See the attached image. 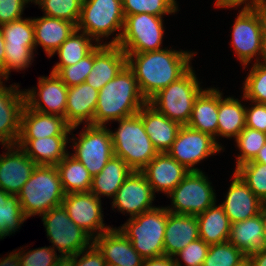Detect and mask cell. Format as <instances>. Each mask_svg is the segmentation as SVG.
I'll use <instances>...</instances> for the list:
<instances>
[{"label": "cell", "mask_w": 266, "mask_h": 266, "mask_svg": "<svg viewBox=\"0 0 266 266\" xmlns=\"http://www.w3.org/2000/svg\"><path fill=\"white\" fill-rule=\"evenodd\" d=\"M65 259L70 266H105L106 264L103 254L94 244L76 255L69 256Z\"/></svg>", "instance_id": "c3c4849f"}, {"label": "cell", "mask_w": 266, "mask_h": 266, "mask_svg": "<svg viewBox=\"0 0 266 266\" xmlns=\"http://www.w3.org/2000/svg\"><path fill=\"white\" fill-rule=\"evenodd\" d=\"M209 246L201 238L191 242L174 256L176 266H182L180 259L185 266H203Z\"/></svg>", "instance_id": "7dc6e473"}, {"label": "cell", "mask_w": 266, "mask_h": 266, "mask_svg": "<svg viewBox=\"0 0 266 266\" xmlns=\"http://www.w3.org/2000/svg\"><path fill=\"white\" fill-rule=\"evenodd\" d=\"M33 0H0V25L19 20L26 4Z\"/></svg>", "instance_id": "681fc988"}, {"label": "cell", "mask_w": 266, "mask_h": 266, "mask_svg": "<svg viewBox=\"0 0 266 266\" xmlns=\"http://www.w3.org/2000/svg\"><path fill=\"white\" fill-rule=\"evenodd\" d=\"M142 96L148 102L160 90L182 77L197 52L164 48L144 53H125Z\"/></svg>", "instance_id": "6da1fadb"}, {"label": "cell", "mask_w": 266, "mask_h": 266, "mask_svg": "<svg viewBox=\"0 0 266 266\" xmlns=\"http://www.w3.org/2000/svg\"><path fill=\"white\" fill-rule=\"evenodd\" d=\"M105 262L119 266H142L144 258L119 228H111L93 239Z\"/></svg>", "instance_id": "44dd1931"}, {"label": "cell", "mask_w": 266, "mask_h": 266, "mask_svg": "<svg viewBox=\"0 0 266 266\" xmlns=\"http://www.w3.org/2000/svg\"><path fill=\"white\" fill-rule=\"evenodd\" d=\"M163 21V17L147 13L125 15L122 35L117 45L125 53L162 50L165 32Z\"/></svg>", "instance_id": "8fae6325"}, {"label": "cell", "mask_w": 266, "mask_h": 266, "mask_svg": "<svg viewBox=\"0 0 266 266\" xmlns=\"http://www.w3.org/2000/svg\"><path fill=\"white\" fill-rule=\"evenodd\" d=\"M224 149L211 135L184 125L178 130L176 139L167 153L189 171H202L195 166Z\"/></svg>", "instance_id": "7c38bea8"}, {"label": "cell", "mask_w": 266, "mask_h": 266, "mask_svg": "<svg viewBox=\"0 0 266 266\" xmlns=\"http://www.w3.org/2000/svg\"><path fill=\"white\" fill-rule=\"evenodd\" d=\"M257 63L266 66V36L262 37L261 52Z\"/></svg>", "instance_id": "9f6ffc18"}, {"label": "cell", "mask_w": 266, "mask_h": 266, "mask_svg": "<svg viewBox=\"0 0 266 266\" xmlns=\"http://www.w3.org/2000/svg\"><path fill=\"white\" fill-rule=\"evenodd\" d=\"M253 193L262 201H266V164L249 161L234 170Z\"/></svg>", "instance_id": "ee69618b"}, {"label": "cell", "mask_w": 266, "mask_h": 266, "mask_svg": "<svg viewBox=\"0 0 266 266\" xmlns=\"http://www.w3.org/2000/svg\"><path fill=\"white\" fill-rule=\"evenodd\" d=\"M249 102L252 105L246 107V127L266 133V104Z\"/></svg>", "instance_id": "f907efd6"}, {"label": "cell", "mask_w": 266, "mask_h": 266, "mask_svg": "<svg viewBox=\"0 0 266 266\" xmlns=\"http://www.w3.org/2000/svg\"><path fill=\"white\" fill-rule=\"evenodd\" d=\"M217 125H218V88L203 89L196 97L190 121L187 126L206 133L215 138L217 141Z\"/></svg>", "instance_id": "f1b7e54d"}, {"label": "cell", "mask_w": 266, "mask_h": 266, "mask_svg": "<svg viewBox=\"0 0 266 266\" xmlns=\"http://www.w3.org/2000/svg\"><path fill=\"white\" fill-rule=\"evenodd\" d=\"M192 68L148 101L158 112L181 126L190 121L194 101L203 90Z\"/></svg>", "instance_id": "52a82bcc"}, {"label": "cell", "mask_w": 266, "mask_h": 266, "mask_svg": "<svg viewBox=\"0 0 266 266\" xmlns=\"http://www.w3.org/2000/svg\"><path fill=\"white\" fill-rule=\"evenodd\" d=\"M138 115L158 153L167 152L175 141L181 125L158 112L148 102L139 110Z\"/></svg>", "instance_id": "484cf974"}, {"label": "cell", "mask_w": 266, "mask_h": 266, "mask_svg": "<svg viewBox=\"0 0 266 266\" xmlns=\"http://www.w3.org/2000/svg\"><path fill=\"white\" fill-rule=\"evenodd\" d=\"M208 176L202 171H190L188 175L167 195L176 214L197 216L217 202L216 193Z\"/></svg>", "instance_id": "9c48e42d"}, {"label": "cell", "mask_w": 266, "mask_h": 266, "mask_svg": "<svg viewBox=\"0 0 266 266\" xmlns=\"http://www.w3.org/2000/svg\"><path fill=\"white\" fill-rule=\"evenodd\" d=\"M232 27L230 46L245 69L254 57L257 63L260 56L263 37L260 22L252 8L241 9Z\"/></svg>", "instance_id": "4fadbf2b"}, {"label": "cell", "mask_w": 266, "mask_h": 266, "mask_svg": "<svg viewBox=\"0 0 266 266\" xmlns=\"http://www.w3.org/2000/svg\"><path fill=\"white\" fill-rule=\"evenodd\" d=\"M228 241L240 249L246 257L266 249L263 221L260 213L231 224Z\"/></svg>", "instance_id": "f546056e"}, {"label": "cell", "mask_w": 266, "mask_h": 266, "mask_svg": "<svg viewBox=\"0 0 266 266\" xmlns=\"http://www.w3.org/2000/svg\"><path fill=\"white\" fill-rule=\"evenodd\" d=\"M4 147L7 152L0 154V189L18 195L37 164L17 144Z\"/></svg>", "instance_id": "ac0fdd59"}, {"label": "cell", "mask_w": 266, "mask_h": 266, "mask_svg": "<svg viewBox=\"0 0 266 266\" xmlns=\"http://www.w3.org/2000/svg\"><path fill=\"white\" fill-rule=\"evenodd\" d=\"M26 219L18 196L0 189V239L18 231Z\"/></svg>", "instance_id": "8d00e7d4"}, {"label": "cell", "mask_w": 266, "mask_h": 266, "mask_svg": "<svg viewBox=\"0 0 266 266\" xmlns=\"http://www.w3.org/2000/svg\"><path fill=\"white\" fill-rule=\"evenodd\" d=\"M156 195L141 171H132L112 199V210L130 215V218L151 210Z\"/></svg>", "instance_id": "2e32d148"}, {"label": "cell", "mask_w": 266, "mask_h": 266, "mask_svg": "<svg viewBox=\"0 0 266 266\" xmlns=\"http://www.w3.org/2000/svg\"><path fill=\"white\" fill-rule=\"evenodd\" d=\"M124 15L147 13L163 17L179 11L177 0H122Z\"/></svg>", "instance_id": "60d3db41"}, {"label": "cell", "mask_w": 266, "mask_h": 266, "mask_svg": "<svg viewBox=\"0 0 266 266\" xmlns=\"http://www.w3.org/2000/svg\"><path fill=\"white\" fill-rule=\"evenodd\" d=\"M5 41L3 34L0 28V70L4 67V58H5Z\"/></svg>", "instance_id": "6f0895ef"}, {"label": "cell", "mask_w": 266, "mask_h": 266, "mask_svg": "<svg viewBox=\"0 0 266 266\" xmlns=\"http://www.w3.org/2000/svg\"><path fill=\"white\" fill-rule=\"evenodd\" d=\"M166 223L167 208L159 206L128 218L127 222L118 228L144 259H150L164 255Z\"/></svg>", "instance_id": "5b68a950"}, {"label": "cell", "mask_w": 266, "mask_h": 266, "mask_svg": "<svg viewBox=\"0 0 266 266\" xmlns=\"http://www.w3.org/2000/svg\"><path fill=\"white\" fill-rule=\"evenodd\" d=\"M127 65L125 52L115 44H99L94 49L93 68L86 83L100 91Z\"/></svg>", "instance_id": "ffe728a7"}, {"label": "cell", "mask_w": 266, "mask_h": 266, "mask_svg": "<svg viewBox=\"0 0 266 266\" xmlns=\"http://www.w3.org/2000/svg\"><path fill=\"white\" fill-rule=\"evenodd\" d=\"M99 91L86 82L68 87L66 122L76 130L79 125H93Z\"/></svg>", "instance_id": "cb8c5ba5"}, {"label": "cell", "mask_w": 266, "mask_h": 266, "mask_svg": "<svg viewBox=\"0 0 266 266\" xmlns=\"http://www.w3.org/2000/svg\"><path fill=\"white\" fill-rule=\"evenodd\" d=\"M216 203L196 216L199 238L209 245L228 241L231 229V222L223 207Z\"/></svg>", "instance_id": "d6a6232c"}, {"label": "cell", "mask_w": 266, "mask_h": 266, "mask_svg": "<svg viewBox=\"0 0 266 266\" xmlns=\"http://www.w3.org/2000/svg\"><path fill=\"white\" fill-rule=\"evenodd\" d=\"M146 103L133 71L126 65L99 91L93 125L106 126L136 115Z\"/></svg>", "instance_id": "7a4b0ae2"}, {"label": "cell", "mask_w": 266, "mask_h": 266, "mask_svg": "<svg viewBox=\"0 0 266 266\" xmlns=\"http://www.w3.org/2000/svg\"><path fill=\"white\" fill-rule=\"evenodd\" d=\"M57 266H70V265H69L68 261L66 259H64Z\"/></svg>", "instance_id": "6125c7cd"}, {"label": "cell", "mask_w": 266, "mask_h": 266, "mask_svg": "<svg viewBox=\"0 0 266 266\" xmlns=\"http://www.w3.org/2000/svg\"><path fill=\"white\" fill-rule=\"evenodd\" d=\"M199 238L198 220L194 215L176 214L167 210L164 255L174 257Z\"/></svg>", "instance_id": "d4e9b609"}, {"label": "cell", "mask_w": 266, "mask_h": 266, "mask_svg": "<svg viewBox=\"0 0 266 266\" xmlns=\"http://www.w3.org/2000/svg\"><path fill=\"white\" fill-rule=\"evenodd\" d=\"M260 215L262 216L263 221V229H264V238L266 241V201L262 202L261 208H260Z\"/></svg>", "instance_id": "91938a15"}, {"label": "cell", "mask_w": 266, "mask_h": 266, "mask_svg": "<svg viewBox=\"0 0 266 266\" xmlns=\"http://www.w3.org/2000/svg\"><path fill=\"white\" fill-rule=\"evenodd\" d=\"M98 45L93 38L76 29L53 53V55L58 54L59 62L53 66L51 72L56 74L62 67L76 64Z\"/></svg>", "instance_id": "836d02e7"}, {"label": "cell", "mask_w": 266, "mask_h": 266, "mask_svg": "<svg viewBox=\"0 0 266 266\" xmlns=\"http://www.w3.org/2000/svg\"><path fill=\"white\" fill-rule=\"evenodd\" d=\"M253 161L257 163L266 164V144L260 149L258 155Z\"/></svg>", "instance_id": "680465c9"}, {"label": "cell", "mask_w": 266, "mask_h": 266, "mask_svg": "<svg viewBox=\"0 0 266 266\" xmlns=\"http://www.w3.org/2000/svg\"><path fill=\"white\" fill-rule=\"evenodd\" d=\"M41 217L51 247L64 259L93 244V238L70 219L63 205L53 207Z\"/></svg>", "instance_id": "ba28073f"}, {"label": "cell", "mask_w": 266, "mask_h": 266, "mask_svg": "<svg viewBox=\"0 0 266 266\" xmlns=\"http://www.w3.org/2000/svg\"><path fill=\"white\" fill-rule=\"evenodd\" d=\"M83 0H33L44 15L63 19L74 23L79 22Z\"/></svg>", "instance_id": "ab89813d"}, {"label": "cell", "mask_w": 266, "mask_h": 266, "mask_svg": "<svg viewBox=\"0 0 266 266\" xmlns=\"http://www.w3.org/2000/svg\"><path fill=\"white\" fill-rule=\"evenodd\" d=\"M259 0H215V7L216 8H237L239 6H241L242 4V9H251L255 6V4L258 2ZM245 4V5H244Z\"/></svg>", "instance_id": "816d5d0a"}, {"label": "cell", "mask_w": 266, "mask_h": 266, "mask_svg": "<svg viewBox=\"0 0 266 266\" xmlns=\"http://www.w3.org/2000/svg\"><path fill=\"white\" fill-rule=\"evenodd\" d=\"M35 50V46H5L4 67L0 70L3 81L9 79L11 70L19 72L32 65Z\"/></svg>", "instance_id": "f6af8a7d"}, {"label": "cell", "mask_w": 266, "mask_h": 266, "mask_svg": "<svg viewBox=\"0 0 266 266\" xmlns=\"http://www.w3.org/2000/svg\"><path fill=\"white\" fill-rule=\"evenodd\" d=\"M132 171L121 158L113 156L102 171L93 176L90 192L99 199H101V196L113 199Z\"/></svg>", "instance_id": "1f68e13d"}, {"label": "cell", "mask_w": 266, "mask_h": 266, "mask_svg": "<svg viewBox=\"0 0 266 266\" xmlns=\"http://www.w3.org/2000/svg\"><path fill=\"white\" fill-rule=\"evenodd\" d=\"M71 126L65 118L30 109L26 104L21 112L19 139H38L50 136H69Z\"/></svg>", "instance_id": "603a6c76"}, {"label": "cell", "mask_w": 266, "mask_h": 266, "mask_svg": "<svg viewBox=\"0 0 266 266\" xmlns=\"http://www.w3.org/2000/svg\"><path fill=\"white\" fill-rule=\"evenodd\" d=\"M237 266H252L251 262L248 258H246L243 262H241L239 265Z\"/></svg>", "instance_id": "94428289"}, {"label": "cell", "mask_w": 266, "mask_h": 266, "mask_svg": "<svg viewBox=\"0 0 266 266\" xmlns=\"http://www.w3.org/2000/svg\"><path fill=\"white\" fill-rule=\"evenodd\" d=\"M0 81V145H16L20 136L25 92L18 83L6 87ZM22 90V91H21Z\"/></svg>", "instance_id": "e0dca14e"}, {"label": "cell", "mask_w": 266, "mask_h": 266, "mask_svg": "<svg viewBox=\"0 0 266 266\" xmlns=\"http://www.w3.org/2000/svg\"><path fill=\"white\" fill-rule=\"evenodd\" d=\"M226 199L220 204L231 224L260 213L262 201L234 171Z\"/></svg>", "instance_id": "7402d4cb"}, {"label": "cell", "mask_w": 266, "mask_h": 266, "mask_svg": "<svg viewBox=\"0 0 266 266\" xmlns=\"http://www.w3.org/2000/svg\"><path fill=\"white\" fill-rule=\"evenodd\" d=\"M56 168L65 194L90 192L93 177L71 153H68Z\"/></svg>", "instance_id": "e575fe53"}, {"label": "cell", "mask_w": 266, "mask_h": 266, "mask_svg": "<svg viewBox=\"0 0 266 266\" xmlns=\"http://www.w3.org/2000/svg\"><path fill=\"white\" fill-rule=\"evenodd\" d=\"M252 266H266V249L247 257Z\"/></svg>", "instance_id": "11a10c76"}, {"label": "cell", "mask_w": 266, "mask_h": 266, "mask_svg": "<svg viewBox=\"0 0 266 266\" xmlns=\"http://www.w3.org/2000/svg\"><path fill=\"white\" fill-rule=\"evenodd\" d=\"M64 195L56 166L37 165L17 196L23 214L28 219L62 205Z\"/></svg>", "instance_id": "3957f363"}, {"label": "cell", "mask_w": 266, "mask_h": 266, "mask_svg": "<svg viewBox=\"0 0 266 266\" xmlns=\"http://www.w3.org/2000/svg\"><path fill=\"white\" fill-rule=\"evenodd\" d=\"M24 92L25 104L30 109L65 118L68 87L56 74L51 72L48 77H39L38 87Z\"/></svg>", "instance_id": "9a60e30c"}, {"label": "cell", "mask_w": 266, "mask_h": 266, "mask_svg": "<svg viewBox=\"0 0 266 266\" xmlns=\"http://www.w3.org/2000/svg\"><path fill=\"white\" fill-rule=\"evenodd\" d=\"M243 82L244 101L266 104V66L253 63Z\"/></svg>", "instance_id": "7bdbcfd3"}, {"label": "cell", "mask_w": 266, "mask_h": 266, "mask_svg": "<svg viewBox=\"0 0 266 266\" xmlns=\"http://www.w3.org/2000/svg\"><path fill=\"white\" fill-rule=\"evenodd\" d=\"M94 50L71 66L62 67L56 75L67 85V87L79 85L86 81V78L93 68Z\"/></svg>", "instance_id": "bcb514c9"}, {"label": "cell", "mask_w": 266, "mask_h": 266, "mask_svg": "<svg viewBox=\"0 0 266 266\" xmlns=\"http://www.w3.org/2000/svg\"><path fill=\"white\" fill-rule=\"evenodd\" d=\"M252 9L259 19L263 36H266V0H259Z\"/></svg>", "instance_id": "db71d44e"}, {"label": "cell", "mask_w": 266, "mask_h": 266, "mask_svg": "<svg viewBox=\"0 0 266 266\" xmlns=\"http://www.w3.org/2000/svg\"><path fill=\"white\" fill-rule=\"evenodd\" d=\"M222 95L218 89L217 137L235 139L246 127V107L238 98Z\"/></svg>", "instance_id": "4dcf8cb0"}, {"label": "cell", "mask_w": 266, "mask_h": 266, "mask_svg": "<svg viewBox=\"0 0 266 266\" xmlns=\"http://www.w3.org/2000/svg\"><path fill=\"white\" fill-rule=\"evenodd\" d=\"M114 132L109 129L114 156L121 158L133 171H141L157 154L141 117L136 114L120 119Z\"/></svg>", "instance_id": "277c9868"}, {"label": "cell", "mask_w": 266, "mask_h": 266, "mask_svg": "<svg viewBox=\"0 0 266 266\" xmlns=\"http://www.w3.org/2000/svg\"><path fill=\"white\" fill-rule=\"evenodd\" d=\"M153 193L168 195L190 172L167 152L158 153L142 170Z\"/></svg>", "instance_id": "d6986e66"}, {"label": "cell", "mask_w": 266, "mask_h": 266, "mask_svg": "<svg viewBox=\"0 0 266 266\" xmlns=\"http://www.w3.org/2000/svg\"><path fill=\"white\" fill-rule=\"evenodd\" d=\"M68 136H50L38 139H18L17 145L37 165L56 166L69 153Z\"/></svg>", "instance_id": "83f0119b"}, {"label": "cell", "mask_w": 266, "mask_h": 266, "mask_svg": "<svg viewBox=\"0 0 266 266\" xmlns=\"http://www.w3.org/2000/svg\"><path fill=\"white\" fill-rule=\"evenodd\" d=\"M83 129L79 137L74 138L73 127H71L73 138L70 137V140H72V149L75 151L71 155L79 160L93 177L100 173L114 156L113 143L106 126L84 124Z\"/></svg>", "instance_id": "30bf717a"}, {"label": "cell", "mask_w": 266, "mask_h": 266, "mask_svg": "<svg viewBox=\"0 0 266 266\" xmlns=\"http://www.w3.org/2000/svg\"><path fill=\"white\" fill-rule=\"evenodd\" d=\"M4 46H35L34 26L32 18H21L0 25Z\"/></svg>", "instance_id": "f35d334b"}, {"label": "cell", "mask_w": 266, "mask_h": 266, "mask_svg": "<svg viewBox=\"0 0 266 266\" xmlns=\"http://www.w3.org/2000/svg\"><path fill=\"white\" fill-rule=\"evenodd\" d=\"M14 250L7 257L0 259L1 266H57L64 258L57 256L51 246L26 250ZM22 250V251H21ZM17 251V252H16ZM25 251V252H24ZM24 252V253H23Z\"/></svg>", "instance_id": "d590c367"}, {"label": "cell", "mask_w": 266, "mask_h": 266, "mask_svg": "<svg viewBox=\"0 0 266 266\" xmlns=\"http://www.w3.org/2000/svg\"><path fill=\"white\" fill-rule=\"evenodd\" d=\"M35 48L42 46L46 55L51 58L60 45L77 29L67 20L43 15L33 18Z\"/></svg>", "instance_id": "4316f807"}, {"label": "cell", "mask_w": 266, "mask_h": 266, "mask_svg": "<svg viewBox=\"0 0 266 266\" xmlns=\"http://www.w3.org/2000/svg\"><path fill=\"white\" fill-rule=\"evenodd\" d=\"M246 255L229 241L209 246L203 266H237Z\"/></svg>", "instance_id": "b9f144b4"}, {"label": "cell", "mask_w": 266, "mask_h": 266, "mask_svg": "<svg viewBox=\"0 0 266 266\" xmlns=\"http://www.w3.org/2000/svg\"><path fill=\"white\" fill-rule=\"evenodd\" d=\"M101 204L91 192L65 194L62 201L70 219L93 239L112 228L104 223Z\"/></svg>", "instance_id": "5bb4252c"}, {"label": "cell", "mask_w": 266, "mask_h": 266, "mask_svg": "<svg viewBox=\"0 0 266 266\" xmlns=\"http://www.w3.org/2000/svg\"><path fill=\"white\" fill-rule=\"evenodd\" d=\"M105 266H119V265H114V264H111V263H106Z\"/></svg>", "instance_id": "be15d7a7"}, {"label": "cell", "mask_w": 266, "mask_h": 266, "mask_svg": "<svg viewBox=\"0 0 266 266\" xmlns=\"http://www.w3.org/2000/svg\"><path fill=\"white\" fill-rule=\"evenodd\" d=\"M142 266H176L174 257L162 255L150 259H144Z\"/></svg>", "instance_id": "f5cc1de1"}, {"label": "cell", "mask_w": 266, "mask_h": 266, "mask_svg": "<svg viewBox=\"0 0 266 266\" xmlns=\"http://www.w3.org/2000/svg\"><path fill=\"white\" fill-rule=\"evenodd\" d=\"M235 143L240 152L236 160L237 168L255 159L260 149L266 144V133L245 127L235 138Z\"/></svg>", "instance_id": "74e56055"}, {"label": "cell", "mask_w": 266, "mask_h": 266, "mask_svg": "<svg viewBox=\"0 0 266 266\" xmlns=\"http://www.w3.org/2000/svg\"><path fill=\"white\" fill-rule=\"evenodd\" d=\"M125 15L122 0H83L77 30L86 33L98 44L101 38L115 37L105 44L117 45L123 31Z\"/></svg>", "instance_id": "8992f818"}]
</instances>
